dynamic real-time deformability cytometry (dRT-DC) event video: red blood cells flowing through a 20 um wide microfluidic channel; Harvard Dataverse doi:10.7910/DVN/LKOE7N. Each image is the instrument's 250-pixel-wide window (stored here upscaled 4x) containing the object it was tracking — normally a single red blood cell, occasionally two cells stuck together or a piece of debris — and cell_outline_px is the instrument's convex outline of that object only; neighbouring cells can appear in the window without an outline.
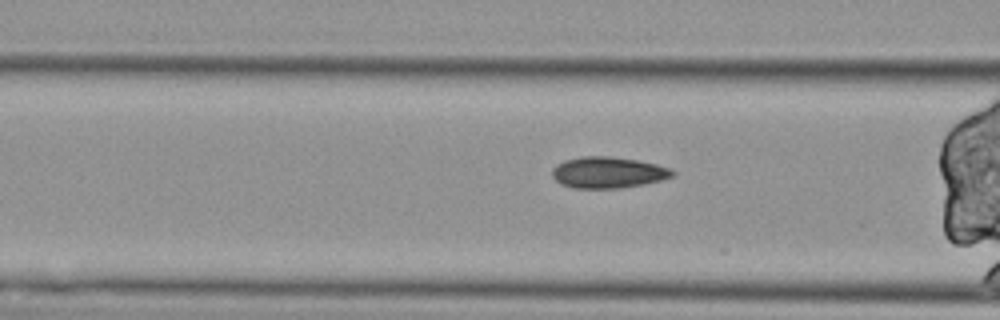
{"species": "Egyptian fruit bat (a non-hibernating species)", "species_latin": "Rousettus aegyptiacus", "temperature_condition": "cold", "stored_images_in_passage": 32, "camera_frame_rate_fps": 3000, "um_per_image_px": 0.085, "animal": {"sex": "female"}, "frame": {"image": 1, "passage_image": 8, "time_ms": 2.333, "image_size_px": [1000, 320], "cell_outline_px": [[676, 172], [672, 176], [660, 180], [644, 184], [620, 188], [572, 188], [560, 184], [552, 176], [552, 168], [556, 164], [564, 160], [580, 156], [608, 156], [636, 160], [656, 164], [672, 168]], "centroid_in_image_um": [51.66, 14.66], "position_along_channel_um": 114.9, "area_um2": 22.02}}
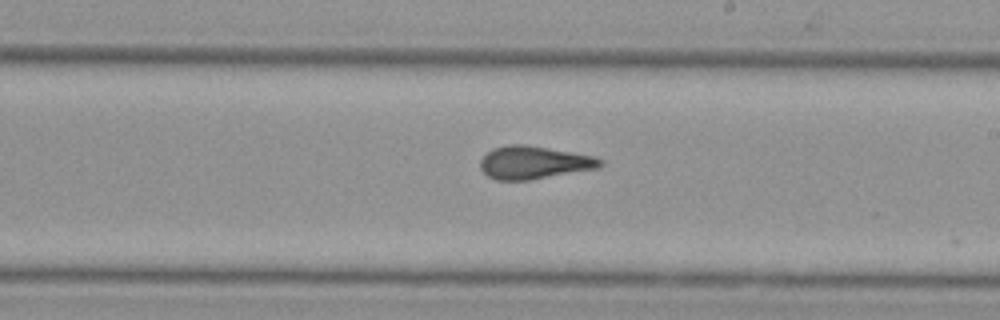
{"frame": {"image": 2, "passage_image": 19, "time_ms": 6.0, "image_size_px": [1000, 320], "cell_outline_px": [[604, 164], [600, 168], [528, 180], [496, 180], [488, 176], [480, 168], [480, 160], [492, 148], [508, 144], [524, 144], [596, 156], [604, 160]], "centroid_in_image_um": [45.41, 13.81], "position_along_channel_um": 243.6, "area_um2": 23.12}}
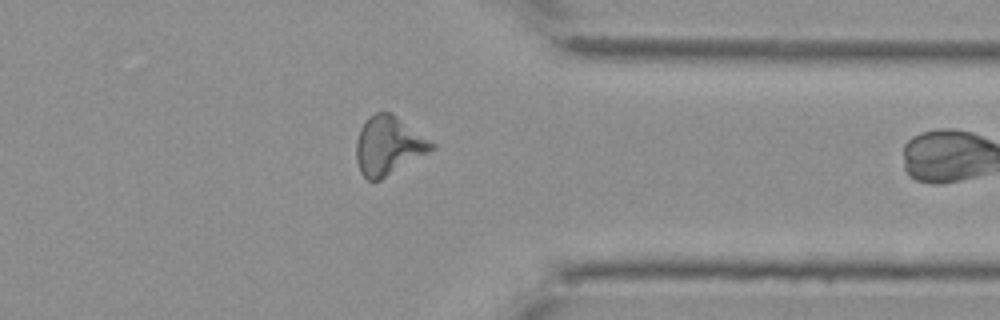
{"frame": {"image": 3, "passage_image": 31, "time_ms": 10.0, "image_size_px": [1000, 320], "cell_outline_px": [[436, 148], [380, 180], [368, 180], [360, 172], [356, 160], [356, 140], [360, 128], [368, 116], [376, 112], [388, 112], [396, 116], [436, 144]], "centroid_in_image_um": [33.0, 12.38], "position_along_channel_um": 378.4, "area_um2": 25.55}}